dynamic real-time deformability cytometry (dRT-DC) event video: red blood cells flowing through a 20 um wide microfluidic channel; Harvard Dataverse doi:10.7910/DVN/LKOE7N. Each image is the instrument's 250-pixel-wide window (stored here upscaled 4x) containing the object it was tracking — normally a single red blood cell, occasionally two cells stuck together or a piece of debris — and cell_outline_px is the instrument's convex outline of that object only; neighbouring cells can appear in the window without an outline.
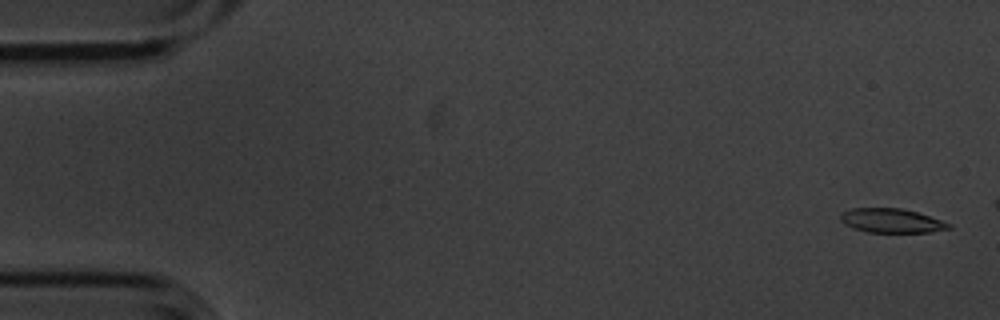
{"species": "common noctule bat (a hibernating species)", "species_latin": "Nyctalus noctula", "temperature_condition": "cold", "stored_images_in_passage": 5, "camera_frame_rate_fps": 3000, "um_per_image_px": 0.085, "animal": {"sex": "male", "body_mass_g": 20.1, "forearm_length_mm": 53.5}, "frame": {"image": 1, "passage_image": 1, "time_ms": 0.0, "image_size_px": [1000, 320], "cell_outline_px": [[952, 228], [932, 232], [868, 232], [852, 228], [844, 224], [840, 220], [840, 216], [844, 212], [852, 208], [900, 208], [916, 212], [952, 224]], "centroid_in_image_um": [75.77, 18.76], "position_along_channel_um": 9.2, "area_um2": 15.14}}